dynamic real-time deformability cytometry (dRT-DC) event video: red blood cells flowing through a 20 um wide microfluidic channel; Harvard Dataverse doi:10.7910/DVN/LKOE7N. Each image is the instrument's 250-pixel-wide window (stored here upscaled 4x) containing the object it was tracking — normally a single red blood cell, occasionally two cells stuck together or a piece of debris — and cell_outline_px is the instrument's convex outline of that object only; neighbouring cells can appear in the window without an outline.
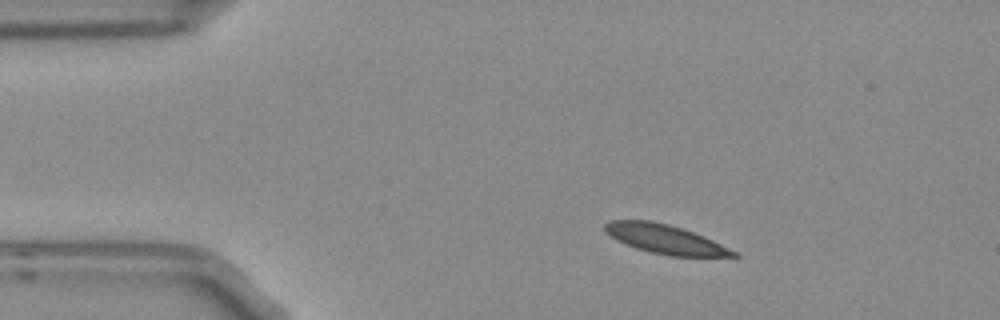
{"species": "Egyptian fruit bat (a non-hibernating species)", "species_latin": "Rousettus aegyptiacus", "temperature_condition": "room temperature", "stored_images_in_passage": 4, "camera_frame_rate_fps": 3000, "um_per_image_px": 0.085, "frame": {"image": 1, "passage_image": 2, "time_ms": 0.333, "image_size_px": [1000, 320], "cell_outline_px": [[740, 256], [668, 256], [636, 248], [616, 240], [604, 232], [604, 224], [608, 220], [652, 220], [668, 224], [704, 236], [736, 252]], "centroid_in_image_um": [56.46, 20.31], "position_along_channel_um": 28.5, "area_um2": 21.56}}
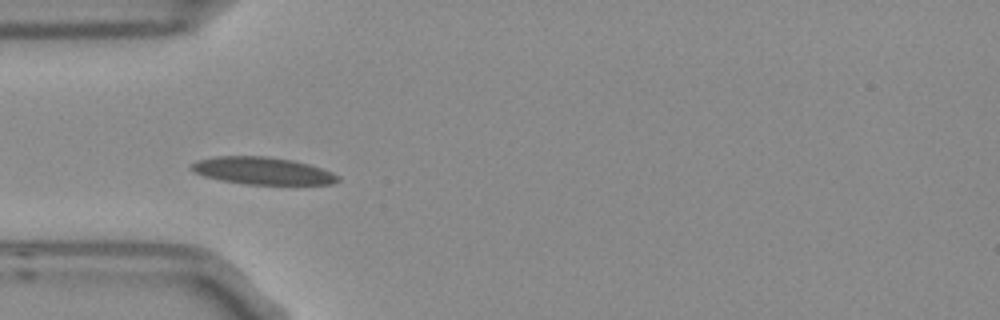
{"frame": {"image": 2, "passage_image": 4, "time_ms": 1.0, "image_size_px": [1000, 320], "cell_outline_px": [[340, 180], [332, 184], [244, 184], [220, 180], [204, 176], [192, 172], [188, 168], [196, 160], [216, 156], [264, 156], [292, 160], [308, 164], [332, 172], [340, 176]], "centroid_in_image_um": [22.27, 14.52], "position_along_channel_um": 62.7, "area_um2": 23.35}}